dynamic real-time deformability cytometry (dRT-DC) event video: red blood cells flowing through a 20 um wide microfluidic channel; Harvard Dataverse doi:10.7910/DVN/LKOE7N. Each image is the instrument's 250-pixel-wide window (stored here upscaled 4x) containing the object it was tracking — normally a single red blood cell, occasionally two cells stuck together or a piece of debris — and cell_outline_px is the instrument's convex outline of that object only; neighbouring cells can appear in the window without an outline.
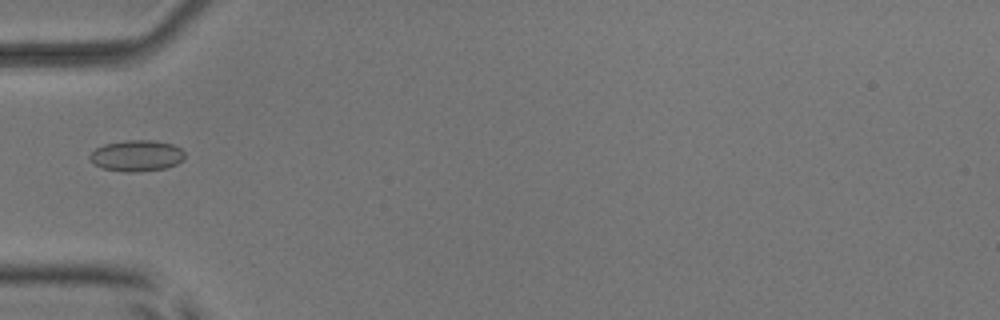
{"species": "common noctule bat (a hibernating species)", "species_latin": "Nyctalus noctula", "temperature_condition": "room temperature", "stored_images_in_passage": 35, "camera_frame_rate_fps": 3000, "um_per_image_px": 0.085, "animal": {"sex": "male", "body_mass_g": 17.9, "forearm_length_mm": 54.2}, "frame": {"image": 1, "passage_image": 1, "time_ms": 0.0, "image_size_px": [1000, 320], "cell_outline_px": [[184, 160], [176, 164], [164, 168], [136, 172], [124, 172], [104, 168], [92, 164], [88, 156], [96, 148], [104, 144], [128, 140], [156, 140], [172, 144], [180, 148], [184, 152]], "centroid_in_image_um": [11.61, 13.23], "position_along_channel_um": 73.4, "area_um2": 17.28}}
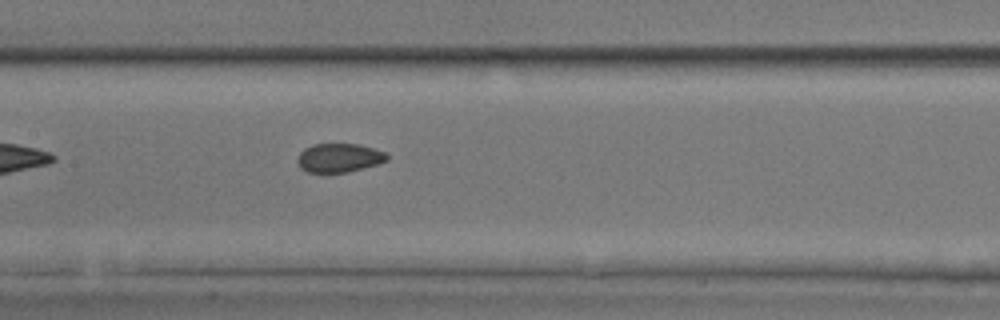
{"frame": {"image": 2, "passage_image": 9, "time_ms": 2.667, "image_size_px": [1000, 320], "cell_outline_px": [[388, 160], [376, 164], [348, 172], [308, 172], [300, 168], [296, 160], [300, 152], [304, 148], [312, 144], [360, 144], [384, 152], [388, 156]], "centroid_in_image_um": [28.79, 13.41], "position_along_channel_um": 178.6, "area_um2": 14.97}}
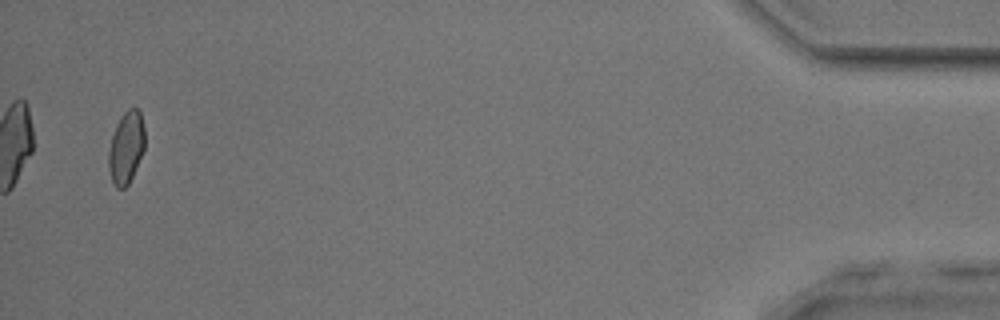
{"frame": {"image": 3, "passage_image": 34, "time_ms": 11.0, "image_size_px": [1000, 320], "cell_outline_px": [[144, 148], [132, 176], [128, 184], [124, 188], [116, 188], [112, 180], [108, 168], [108, 152], [112, 136], [116, 124], [120, 116], [128, 108], [140, 108], [144, 128]], "centroid_in_image_um": [10.71, 12.5], "position_along_channel_um": 424.5, "area_um2": 15.2}, "authors_computed_cell_mechanics": {"area_um2": 15.4326, "velocity_mm_per_s": 3.9403, "shape_relaxation_time_tau1_ms": null, "shape_relaxation_time_tau2_ms": 0.773, "deformation_change_tau1": null, "deformation_change_tau2": 0.0409}}